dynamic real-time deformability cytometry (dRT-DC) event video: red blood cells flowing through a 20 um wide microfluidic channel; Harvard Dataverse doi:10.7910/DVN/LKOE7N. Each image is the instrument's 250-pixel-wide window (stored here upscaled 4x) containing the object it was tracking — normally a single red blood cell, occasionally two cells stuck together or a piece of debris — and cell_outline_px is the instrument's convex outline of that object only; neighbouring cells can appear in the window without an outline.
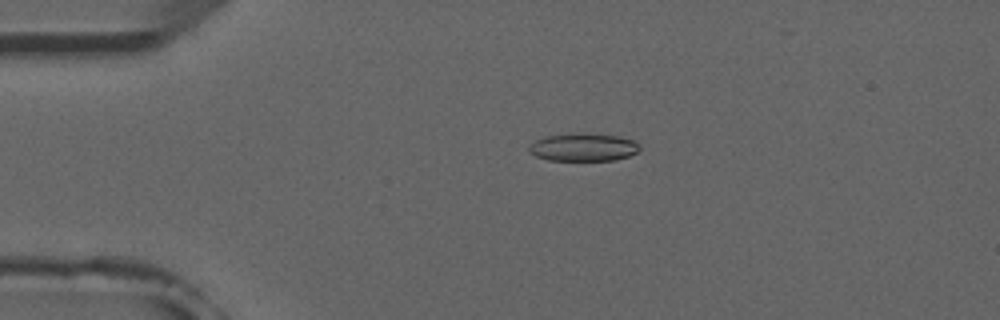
{"species": "common noctule bat (a hibernating species)", "species_latin": "Nyctalus noctula", "temperature_condition": "room temperature", "stored_images_in_passage": 5, "camera_frame_rate_fps": 3000, "um_per_image_px": 0.085, "animal": {"sex": "male", "forearm_length_mm": 52.5}, "frame": {"image": 1, "passage_image": 4, "time_ms": 3.667, "image_size_px": [1000, 320], "cell_outline_px": [[640, 148], [636, 152], [628, 156], [616, 160], [548, 160], [536, 156], [528, 152], [528, 148], [536, 140], [544, 136], [580, 132], [620, 136], [636, 140], [640, 144]], "centroid_in_image_um": [49.61, 12.5], "position_along_channel_um": 35.4, "area_um2": 18.21}}